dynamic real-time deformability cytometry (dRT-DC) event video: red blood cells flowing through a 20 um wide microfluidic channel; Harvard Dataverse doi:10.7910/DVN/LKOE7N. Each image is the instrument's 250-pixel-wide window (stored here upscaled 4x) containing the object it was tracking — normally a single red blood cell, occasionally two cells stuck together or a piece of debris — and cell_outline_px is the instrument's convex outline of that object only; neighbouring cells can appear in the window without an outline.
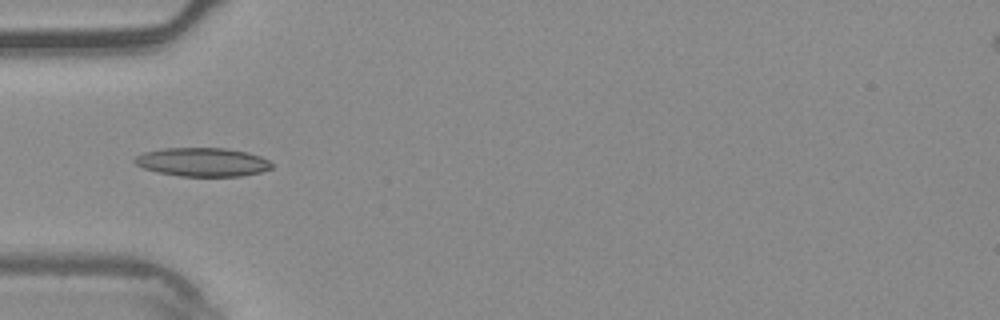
{"species": "common noctule bat (a hibernating species)", "species_latin": "Nyctalus noctula", "temperature_condition": "warm", "stored_images_in_passage": 6, "camera_frame_rate_fps": 3000, "um_per_image_px": 0.085, "animal": {"sex": "male", "body_mass_g": 20.4}, "frame": {"image": 1, "passage_image": 5, "time_ms": 1.333, "image_size_px": [1000, 320], "cell_outline_px": [[272, 168], [260, 172], [244, 176], [180, 176], [160, 172], [144, 168], [136, 164], [132, 160], [136, 156], [144, 152], [164, 148], [224, 148], [248, 152], [260, 156], [268, 160], [272, 164]], "centroid_in_image_um": [17.23, 13.77], "position_along_channel_um": 67.8, "area_um2": 22.83}}